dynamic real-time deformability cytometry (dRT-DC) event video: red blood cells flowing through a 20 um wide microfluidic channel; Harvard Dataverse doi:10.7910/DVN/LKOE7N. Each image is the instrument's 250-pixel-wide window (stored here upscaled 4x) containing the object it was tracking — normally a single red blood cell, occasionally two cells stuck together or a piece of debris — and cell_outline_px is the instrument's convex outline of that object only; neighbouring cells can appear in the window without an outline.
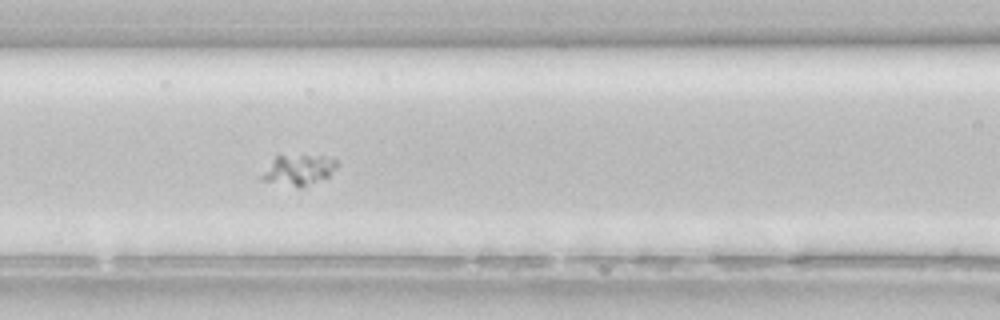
{"species": "common noctule bat (a hibernating species)", "species_latin": "Nyctalus noctula", "temperature_condition": "room temperature", "stored_images_in_passage": 36, "camera_frame_rate_fps": 3000, "um_per_image_px": 0.085, "animal": {"sex": "female", "body_mass_g": 22.7, "forearm_length_mm": 54.2}, "frame": {"image": 1, "passage_image": 6, "time_ms": 1.667, "image_size_px": [1000, 320], "cell_outline_px": [[340, 164], [328, 176], [304, 188], [300, 188], [260, 180], [260, 176], [272, 160], [276, 156], [332, 156], [340, 160]], "centroid_in_image_um": [25.44, 14.45], "position_along_channel_um": 141.2, "area_um2": 13.53}}
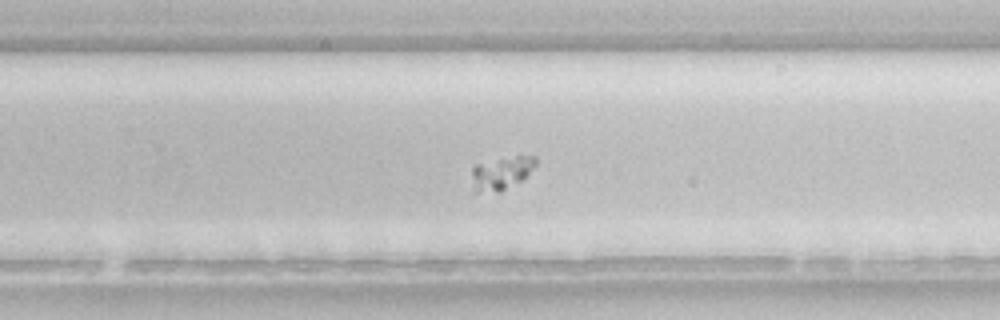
{"frame": {"image": 2, "passage_image": 17, "time_ms": 5.333, "image_size_px": [1000, 320], "cell_outline_px": [[536, 164], [520, 180], [500, 192], [476, 192], [472, 176], [472, 164], [516, 156], [536, 156]], "centroid_in_image_um": [42.58, 14.7], "position_along_channel_um": 287.2, "area_um2": 11.96}}
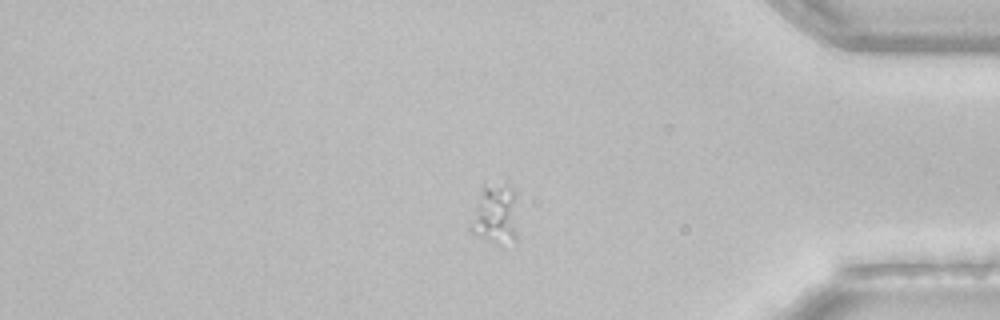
{"frame": {"image": 3, "passage_image": 27, "time_ms": 8.667, "image_size_px": [1000, 320], "cell_outline_px": [[520, 240], [500, 248], [472, 232], [468, 228], [484, 180], [508, 176], [516, 192]], "centroid_in_image_um": [42.22, 18.1], "position_along_channel_um": 393.0, "area_um2": 19.13}}